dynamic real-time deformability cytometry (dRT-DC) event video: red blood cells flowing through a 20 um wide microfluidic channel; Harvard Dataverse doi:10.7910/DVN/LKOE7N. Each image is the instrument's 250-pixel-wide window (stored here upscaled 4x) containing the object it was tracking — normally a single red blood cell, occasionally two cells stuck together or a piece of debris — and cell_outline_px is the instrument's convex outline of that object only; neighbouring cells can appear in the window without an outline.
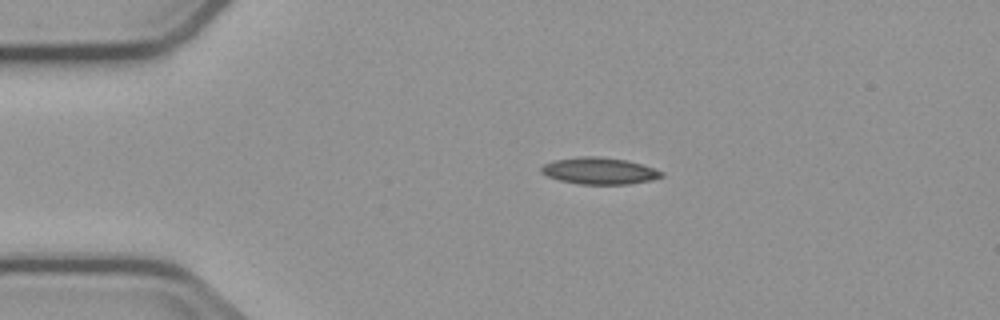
{"species": "common noctule bat (a hibernating species)", "species_latin": "Nyctalus noctula", "temperature_condition": "cold", "stored_images_in_passage": 2, "camera_frame_rate_fps": 3000, "um_per_image_px": 0.085, "animal": {"sex": "male", "body_mass_g": 23.1, "forearm_length_mm": 52.7}, "frame": {"image": 1, "passage_image": 1, "time_ms": 0.0, "image_size_px": [1000, 320], "cell_outline_px": [[664, 176], [648, 180], [628, 184], [580, 184], [560, 180], [548, 176], [540, 172], [540, 168], [544, 164], [556, 160], [580, 156], [596, 156], [624, 160], [640, 164], [664, 172]], "centroid_in_image_um": [50.91, 14.52], "position_along_channel_um": 34.1, "area_um2": 18.38}}